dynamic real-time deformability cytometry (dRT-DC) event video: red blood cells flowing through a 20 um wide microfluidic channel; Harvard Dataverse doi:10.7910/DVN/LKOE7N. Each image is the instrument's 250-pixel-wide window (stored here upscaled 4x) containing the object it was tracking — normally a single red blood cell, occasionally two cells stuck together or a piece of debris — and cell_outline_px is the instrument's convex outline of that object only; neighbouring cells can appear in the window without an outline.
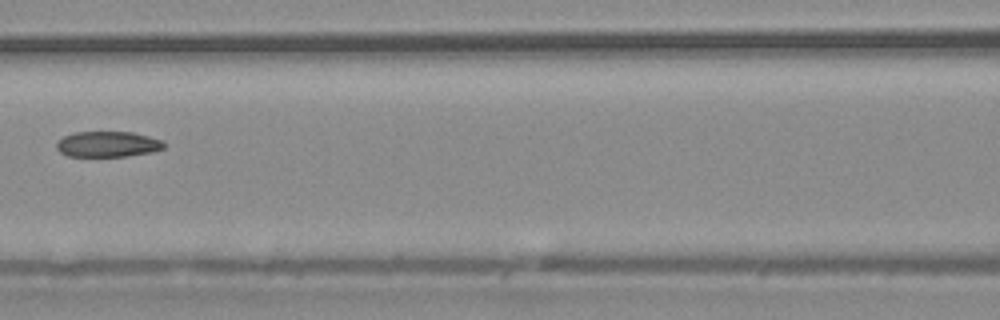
{"species": "common noctule bat (a hibernating species)", "species_latin": "Nyctalus noctula", "temperature_condition": "warm", "stored_images_in_passage": 5, "camera_frame_rate_fps": 3000, "um_per_image_px": 0.085, "animal": {"sex": "male", "body_mass_g": 20.4}, "frame": {"image": 1, "passage_image": 5, "time_ms": 1.333, "image_size_px": [1000, 320], "cell_outline_px": [[164, 148], [152, 152], [124, 156], [68, 156], [60, 152], [56, 148], [56, 144], [64, 136], [76, 132], [132, 132], [164, 140]], "centroid_in_image_um": [9.17, 12.25], "position_along_channel_um": 157.4, "area_um2": 15.95}}